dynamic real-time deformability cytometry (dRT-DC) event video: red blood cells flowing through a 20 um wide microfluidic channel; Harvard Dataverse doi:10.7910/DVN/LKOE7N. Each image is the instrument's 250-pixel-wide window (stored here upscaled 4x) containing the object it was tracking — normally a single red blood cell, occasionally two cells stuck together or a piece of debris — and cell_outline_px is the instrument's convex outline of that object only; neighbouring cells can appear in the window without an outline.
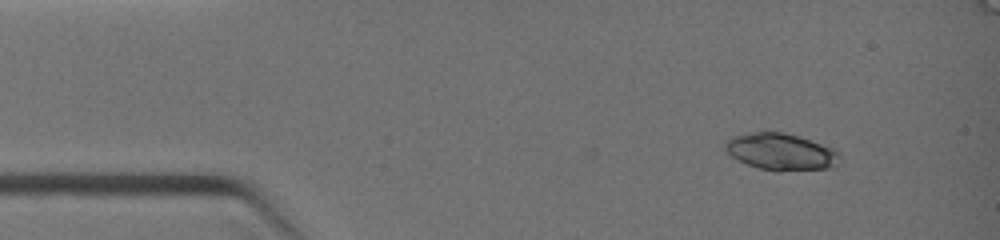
{"species": "common noctule bat (a hibernating species)", "species_latin": "Nyctalus noctula", "temperature_condition": "warm", "stored_images_in_passage": 3, "camera_frame_rate_fps": 3000, "um_per_image_px": 0.085, "animal": {"sex": "female", "body_mass_g": 19.0, "forearm_length_mm": 51.5}, "frame": {"image": 1, "passage_image": 3, "time_ms": 0.667, "image_size_px": [1000, 240], "cell_outline_px": [[840, 156], [836, 164], [828, 168], [780, 172], [776, 172], [760, 168], [748, 164], [732, 156], [724, 148], [724, 140], [732, 136], [760, 128], [764, 128], [784, 132], [836, 148], [840, 152]], "centroid_in_image_um": [66.34, 12.85], "position_along_channel_um": 18.7, "area_um2": 25.37}}